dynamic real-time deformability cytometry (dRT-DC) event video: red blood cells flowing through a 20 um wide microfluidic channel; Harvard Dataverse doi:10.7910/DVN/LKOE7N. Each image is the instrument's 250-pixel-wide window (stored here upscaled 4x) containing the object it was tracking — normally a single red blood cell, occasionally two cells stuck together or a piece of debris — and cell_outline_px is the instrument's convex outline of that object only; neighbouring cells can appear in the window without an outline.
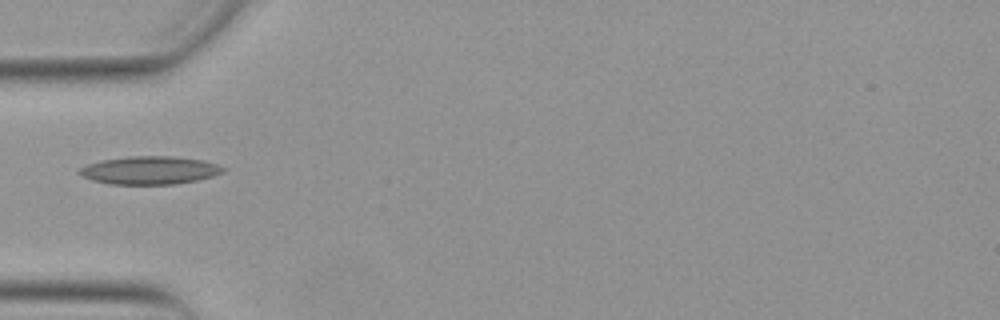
{"species": "Egyptian fruit bat (a non-hibernating species)", "species_latin": "Rousettus aegyptiacus", "temperature_condition": "warm", "stored_images_in_passage": 36, "camera_frame_rate_fps": 3000, "um_per_image_px": 0.085, "animal": {"sex": "female"}, "frame": {"image": 1, "passage_image": 1, "time_ms": 0.0, "image_size_px": [1000, 320], "cell_outline_px": [[228, 168], [224, 172], [212, 176], [196, 180], [172, 184], [112, 184], [92, 180], [76, 172], [80, 168], [88, 164], [100, 160], [128, 156], [172, 156], [204, 160]], "centroid_in_image_um": [12.74, 14.46], "position_along_channel_um": 72.3, "area_um2": 23.47}}
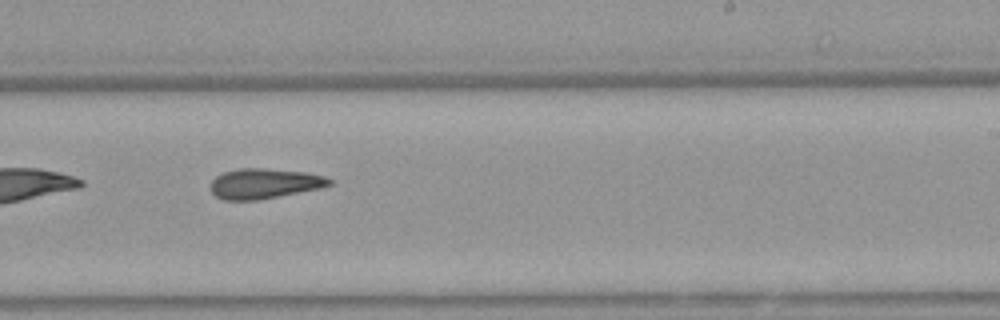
{"frame": {"image": 2, "passage_image": 16, "time_ms": 5.0, "image_size_px": [1000, 320], "cell_outline_px": [[332, 184], [320, 188], [256, 200], [224, 200], [216, 196], [212, 192], [212, 180], [216, 176], [224, 172], [240, 168], [264, 168], [304, 172], [324, 176], [332, 180]], "centroid_in_image_um": [22.46, 15.59], "position_along_channel_um": 266.5, "area_um2": 20.58}}
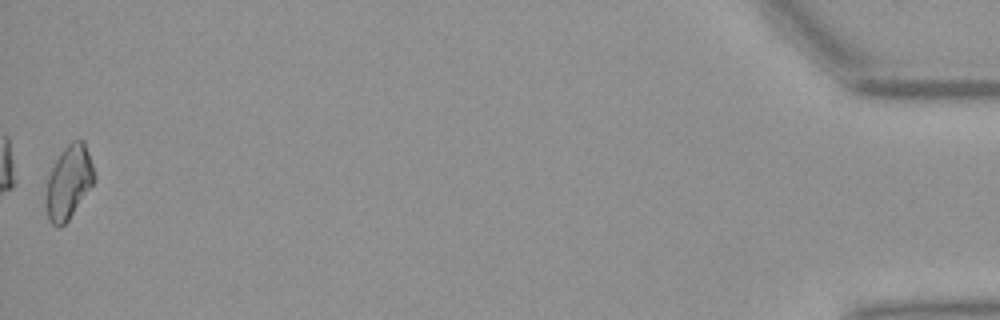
{"frame": {"image": 3, "passage_image": 36, "time_ms": 11.667, "image_size_px": [1000, 320], "cell_outline_px": [[96, 176], [92, 184], [68, 220], [60, 228], [52, 224], [48, 220], [48, 176], [60, 152], [72, 140], [84, 140]], "centroid_in_image_um": [5.87, 15.45], "position_along_channel_um": 429.3, "area_um2": 19.94}}